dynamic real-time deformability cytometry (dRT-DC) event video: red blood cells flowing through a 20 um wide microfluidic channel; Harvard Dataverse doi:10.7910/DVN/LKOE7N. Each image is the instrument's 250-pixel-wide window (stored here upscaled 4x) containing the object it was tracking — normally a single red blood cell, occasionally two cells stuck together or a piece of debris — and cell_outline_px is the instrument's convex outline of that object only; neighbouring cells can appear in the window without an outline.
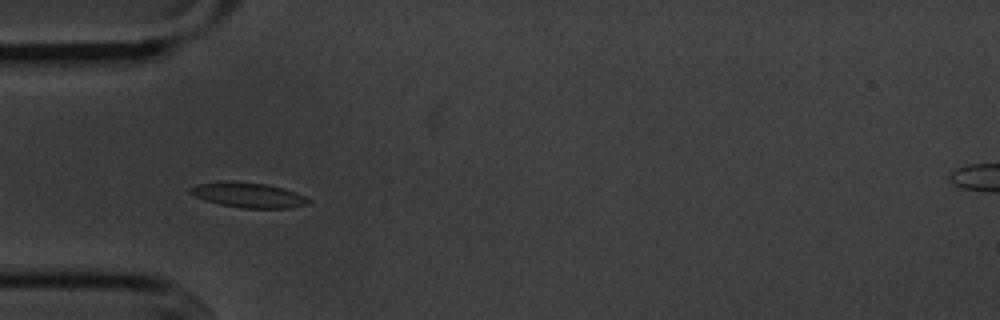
{"species": "common noctule bat (a hibernating species)", "species_latin": "Nyctalus noctula", "temperature_condition": "cold", "stored_images_in_passage": 13, "camera_frame_rate_fps": 3000, "um_per_image_px": 0.085, "animal": {"sex": "male", "body_mass_g": 20.1, "forearm_length_mm": 53.5}, "frame": {"image": 1, "passage_image": 3, "time_ms": 2.333, "image_size_px": [1000, 320], "cell_outline_px": [[312, 200], [308, 204], [288, 208], [240, 208], [220, 204], [204, 200], [188, 192], [188, 188], [196, 184], [220, 180], [228, 180], [268, 184], [284, 188], [296, 192]], "centroid_in_image_um": [21.07, 16.56], "position_along_channel_um": 63.9, "area_um2": 17.57}}
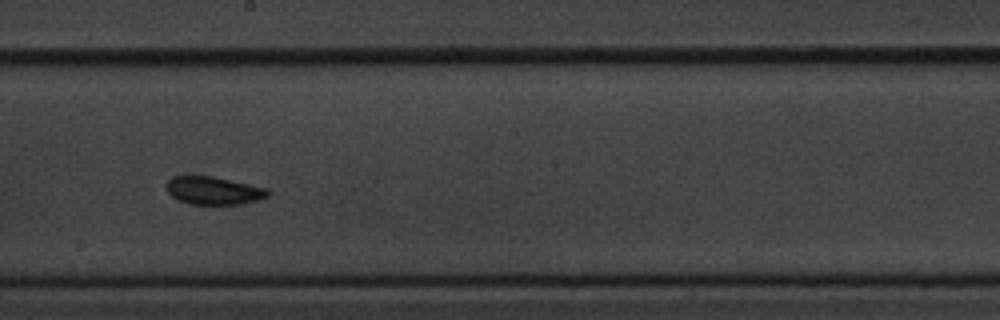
{"frame": {"image": 2, "passage_image": 7, "time_ms": 7.0, "image_size_px": [1000, 320], "cell_outline_px": [[272, 192], [268, 196], [256, 200], [240, 204], [192, 204], [176, 200], [168, 192], [168, 180], [172, 176], [212, 176], [268, 188]], "centroid_in_image_um": [18.18, 16.2], "position_along_channel_um": 230.0, "area_um2": 16.42}}
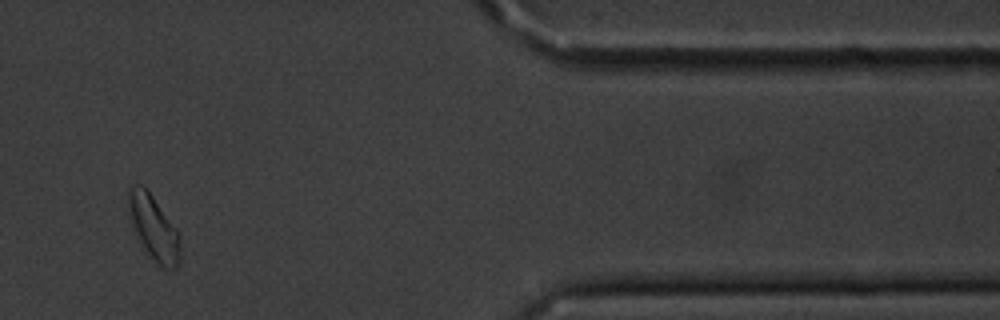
{"frame": {"image": 3, "passage_image": 11, "time_ms": 12.667, "image_size_px": [1000, 320], "cell_outline_px": [[180, 260], [176, 268], [164, 268], [148, 256], [140, 240], [132, 220], [128, 204], [128, 188], [144, 188], [152, 196], [176, 228], [180, 236]], "centroid_in_image_um": [13.12, 19.44], "position_along_channel_um": 398.3, "area_um2": 18.61}, "authors_computed_cell_mechanics": {"area_um2": 16.8198, "velocity_mm_per_s": 3.5841, "shape_relaxation_time_tau1_ms": 2.7741, "shape_relaxation_time_tau2_ms": null, "deformation_change_tau1": 0.0726, "deformation_change_tau2": null}}